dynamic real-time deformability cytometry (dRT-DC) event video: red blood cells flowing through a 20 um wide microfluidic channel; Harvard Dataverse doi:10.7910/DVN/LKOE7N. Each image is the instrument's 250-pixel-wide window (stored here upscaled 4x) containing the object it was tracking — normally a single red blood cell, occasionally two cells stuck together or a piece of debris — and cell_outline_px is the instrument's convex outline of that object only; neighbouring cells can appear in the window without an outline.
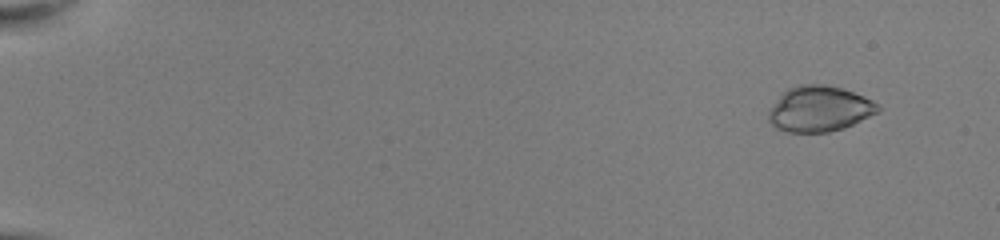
{"species": "common noctule bat (a hibernating species)", "species_latin": "Nyctalus noctula", "temperature_condition": "room temperature", "stored_images_in_passage": 52, "camera_frame_rate_fps": 3000, "um_per_image_px": 0.085, "animal": {"sex": "female", "body_mass_g": 22.0, "forearm_length_mm": 56.7}, "frame": {"image": 1, "passage_image": 5, "time_ms": 1.333, "image_size_px": [1000, 240], "cell_outline_px": [[880, 112], [844, 128], [828, 132], [784, 132], [776, 128], [768, 120], [768, 108], [788, 88], [800, 84], [824, 84], [840, 88], [864, 96], [880, 104]], "centroid_in_image_um": [69.65, 9.26], "position_along_channel_um": 15.4, "area_um2": 29.25}}
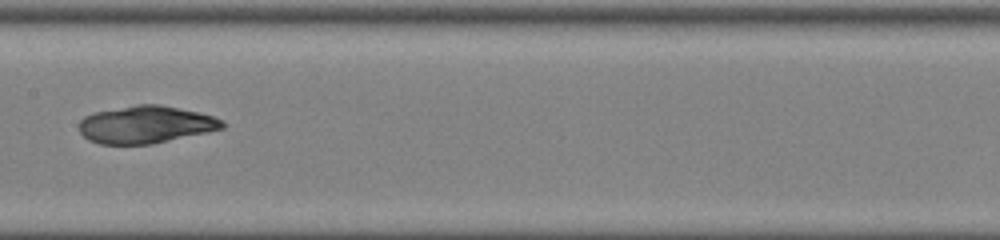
{"frame": {"image": 2, "passage_image": 30, "time_ms": 9.667, "image_size_px": [1000, 240], "cell_outline_px": [[224, 128], [208, 132], [152, 144], [100, 144], [88, 140], [80, 132], [80, 120], [84, 116], [92, 112], [136, 104], [160, 104], [196, 112], [212, 116], [224, 120]], "centroid_in_image_um": [12.37, 10.59], "position_along_channel_um": 195.0, "area_um2": 31.27}}
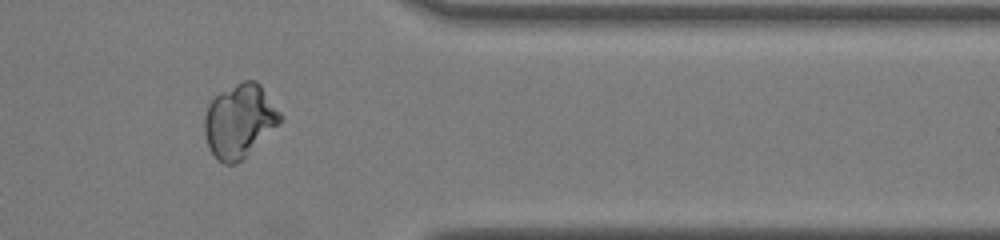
{"frame": {"image": 3, "passage_image": 45, "time_ms": 14.667, "image_size_px": [1000, 240], "cell_outline_px": [[284, 120], [280, 124], [236, 164], [224, 164], [216, 160], [208, 144], [204, 132], [204, 116], [208, 104], [220, 92], [244, 80], [256, 80], [260, 84], [284, 116]], "centroid_in_image_um": [20.38, 10.27], "position_along_channel_um": 391.0, "area_um2": 32.43}}